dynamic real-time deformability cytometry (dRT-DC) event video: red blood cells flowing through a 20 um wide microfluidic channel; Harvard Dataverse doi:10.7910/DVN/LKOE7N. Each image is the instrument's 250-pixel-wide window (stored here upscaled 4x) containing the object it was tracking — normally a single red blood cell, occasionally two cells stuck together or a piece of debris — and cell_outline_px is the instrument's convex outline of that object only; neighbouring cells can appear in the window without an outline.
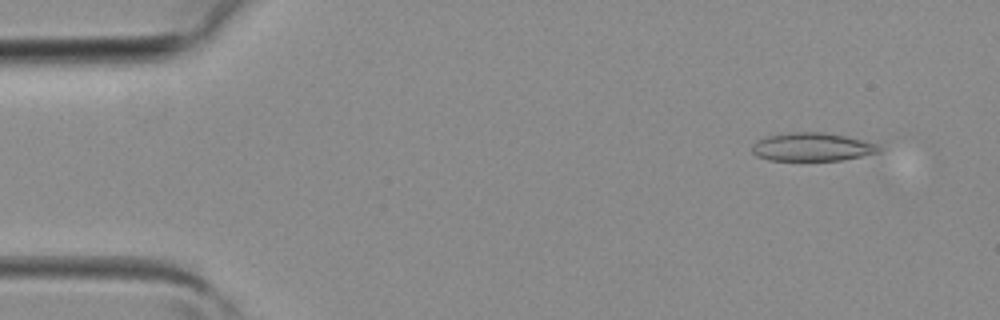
{"species": "common noctule bat (a hibernating species)", "species_latin": "Nyctalus noctula", "temperature_condition": "room temperature", "stored_images_in_passage": 3, "camera_frame_rate_fps": 3000, "um_per_image_px": 0.085, "animal": {"sex": "female", "body_mass_g": 19.3, "forearm_length_mm": 54.1}, "frame": {"image": 1, "passage_image": 1, "time_ms": 0.0, "image_size_px": [1000, 320], "cell_outline_px": [[884, 148], [880, 152], [840, 160], [768, 160], [756, 156], [752, 152], [752, 144], [756, 140], [768, 136], [788, 132], [824, 132], [880, 140]], "centroid_in_image_um": [69.2, 12.46], "position_along_channel_um": 15.8, "area_um2": 21.85}}
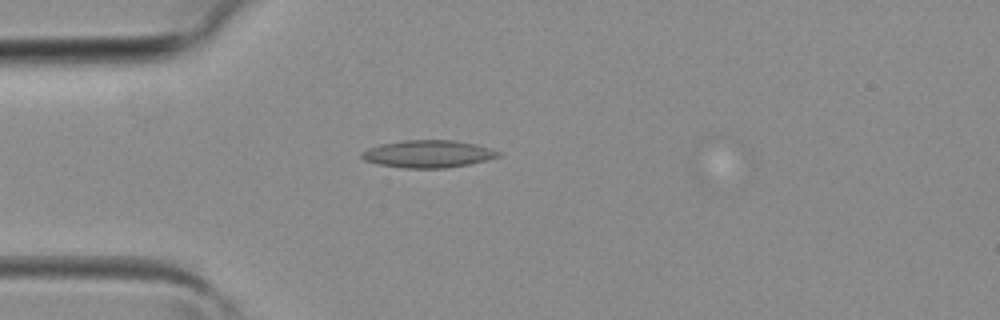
{"frame": {"image": 2, "passage_image": 3, "time_ms": 0.667, "image_size_px": [1000, 320], "cell_outline_px": [[500, 156], [488, 160], [468, 164], [444, 168], [404, 168], [376, 164], [364, 160], [360, 156], [360, 152], [368, 148], [380, 144], [404, 140], [456, 140], [476, 144], [500, 152]], "centroid_in_image_um": [36.35, 13.08], "position_along_channel_um": 48.7, "area_um2": 21.91}}